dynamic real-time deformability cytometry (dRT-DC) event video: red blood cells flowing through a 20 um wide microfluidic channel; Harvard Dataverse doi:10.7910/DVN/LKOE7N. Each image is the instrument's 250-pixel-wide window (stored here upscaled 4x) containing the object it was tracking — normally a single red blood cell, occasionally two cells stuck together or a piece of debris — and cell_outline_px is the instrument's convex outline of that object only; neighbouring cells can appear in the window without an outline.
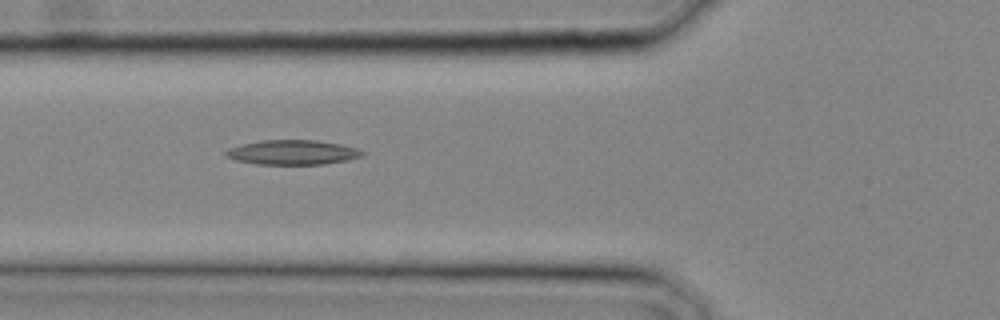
{"species": "common noctule bat (a hibernating species)", "species_latin": "Nyctalus noctula", "temperature_condition": "cold", "stored_images_in_passage": 12, "camera_frame_rate_fps": 3000, "um_per_image_px": 0.085, "animal": {"sex": "male", "body_mass_g": 20.4}, "frame": {"image": 1, "passage_image": 3, "time_ms": 0.667, "image_size_px": [1000, 320], "cell_outline_px": [[364, 156], [348, 160], [324, 164], [256, 164], [236, 160], [224, 156], [224, 152], [228, 148], [240, 144], [260, 140], [316, 140], [340, 144], [356, 148], [364, 152]], "centroid_in_image_um": [24.84, 12.95], "position_along_channel_um": 101.0, "area_um2": 19.71}}
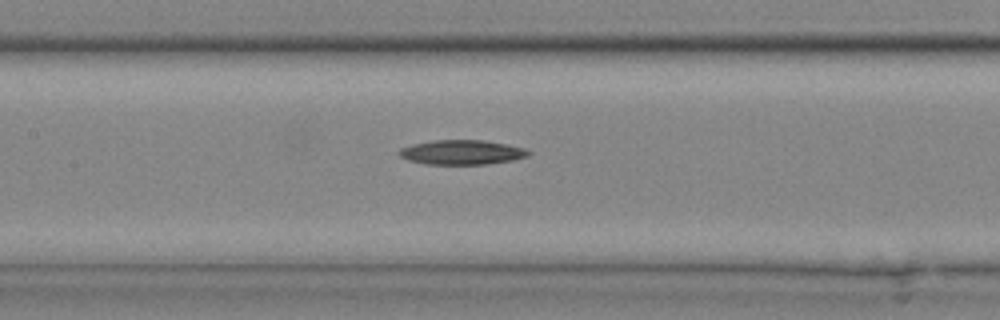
{"frame": {"image": 2, "passage_image": 6, "time_ms": 1.667, "image_size_px": [1000, 320], "cell_outline_px": [[532, 152], [528, 156], [512, 160], [484, 164], [428, 164], [408, 160], [400, 156], [396, 152], [400, 148], [412, 144], [432, 140], [484, 140], [524, 148]], "centroid_in_image_um": [39.22, 12.94], "position_along_channel_um": 168.2, "area_um2": 18.44}}
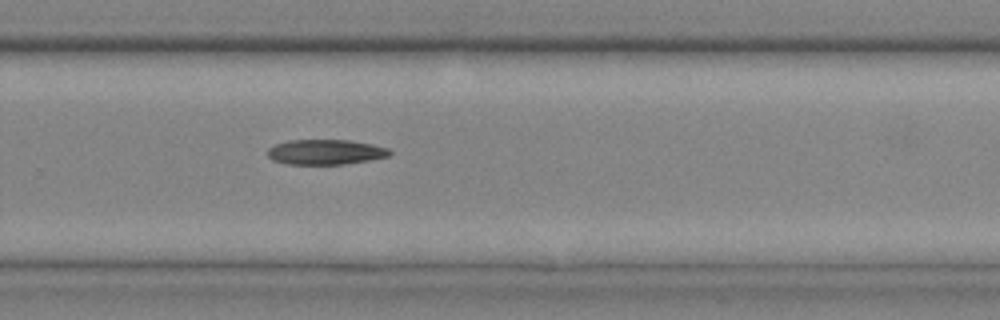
{"frame": {"image": 3, "passage_image": 12, "time_ms": 3.667, "image_size_px": [1000, 320], "cell_outline_px": [[392, 152], [388, 156], [368, 160], [344, 164], [284, 164], [272, 160], [268, 156], [268, 148], [276, 144], [288, 140], [348, 140], [372, 144], [388, 148]], "centroid_in_image_um": [27.64, 12.92], "position_along_channel_um": 302.2, "area_um2": 17.8}}